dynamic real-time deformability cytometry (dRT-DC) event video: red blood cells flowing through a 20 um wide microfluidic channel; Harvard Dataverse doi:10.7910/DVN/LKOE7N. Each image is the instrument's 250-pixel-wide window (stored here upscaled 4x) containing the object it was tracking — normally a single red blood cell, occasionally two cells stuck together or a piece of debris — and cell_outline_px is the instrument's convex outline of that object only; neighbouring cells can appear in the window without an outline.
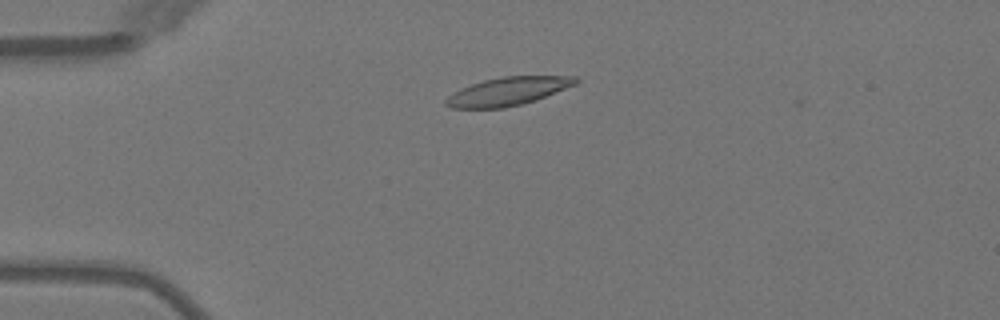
{"species": "Egyptian fruit bat (a non-hibernating species)", "species_latin": "Rousettus aegyptiacus", "temperature_condition": "warm", "stored_images_in_passage": 4, "camera_frame_rate_fps": 3000, "um_per_image_px": 0.085, "animal": {"sex": "female"}, "frame": {"image": 1, "passage_image": 3, "time_ms": 2.333, "image_size_px": [1000, 320], "cell_outline_px": [[580, 80], [576, 84], [536, 100], [504, 108], [452, 108], [444, 104], [444, 100], [448, 96], [460, 88], [484, 80], [504, 76], [576, 76]], "centroid_in_image_um": [43.16, 7.76], "position_along_channel_um": 41.8, "area_um2": 21.27}}